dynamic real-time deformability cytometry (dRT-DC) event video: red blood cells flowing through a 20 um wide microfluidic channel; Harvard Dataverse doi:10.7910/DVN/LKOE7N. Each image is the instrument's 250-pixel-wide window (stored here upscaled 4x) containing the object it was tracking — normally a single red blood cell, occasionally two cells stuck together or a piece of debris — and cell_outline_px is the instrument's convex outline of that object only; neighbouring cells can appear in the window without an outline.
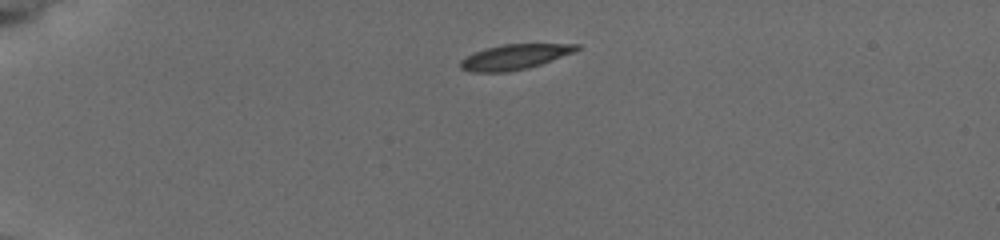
{"species": "common noctule bat (a hibernating species)", "species_latin": "Nyctalus noctula", "temperature_condition": "cold", "stored_images_in_passage": 43, "camera_frame_rate_fps": 3000, "um_per_image_px": 0.085, "animal": {"sex": "female", "body_mass_g": 19.5, "forearm_length_mm": 54.1}, "frame": {"image": 1, "passage_image": 1, "time_ms": 0.0, "image_size_px": [1000, 240], "cell_outline_px": [[580, 48], [576, 52], [528, 68], [508, 72], [468, 72], [460, 68], [460, 60], [472, 52], [484, 48], [504, 44], [580, 44]], "centroid_in_image_um": [43.71, 4.84], "position_along_channel_um": 41.3, "area_um2": 17.22}}
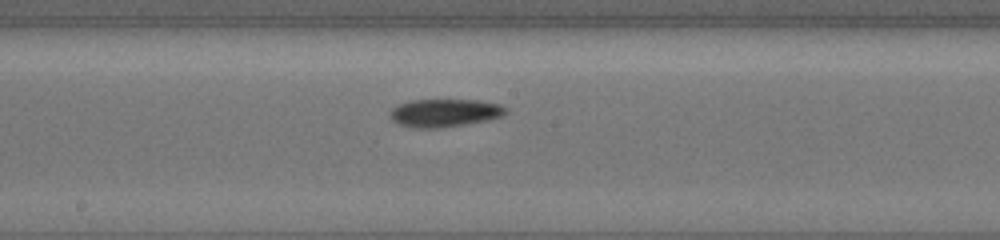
{"frame": {"image": 2, "passage_image": 19, "time_ms": 6.0, "image_size_px": [1000, 240], "cell_outline_px": [[508, 112], [504, 116], [488, 120], [440, 128], [412, 128], [400, 124], [392, 120], [388, 116], [388, 112], [396, 104], [408, 100], [480, 100], [500, 104], [508, 108]], "centroid_in_image_um": [37.78, 9.59], "position_along_channel_um": 210.4, "area_um2": 19.25}}
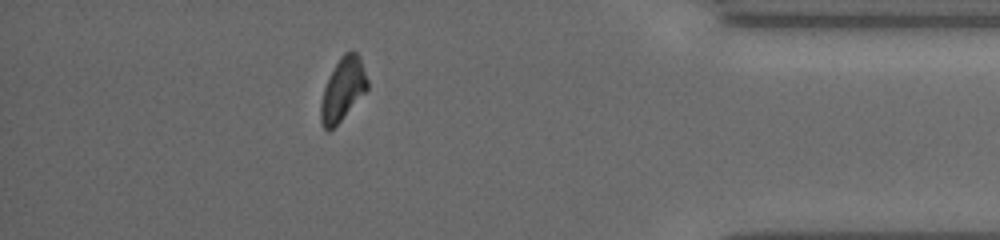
{"frame": {"image": 3, "passage_image": 37, "time_ms": 12.0, "image_size_px": [1000, 240], "cell_outline_px": [[368, 88], [340, 120], [328, 132], [324, 128], [320, 120], [320, 104], [324, 88], [340, 56], [344, 52], [356, 52], [360, 56], [368, 80]], "centroid_in_image_um": [29.13, 7.57], "position_along_channel_um": 406.1, "area_um2": 16.65}, "authors_computed_cell_mechanics": {"area_um2": 17.6868, "velocity_mm_per_s": 3.7476, "shape_relaxation_time_tau1_ms": 2.2527, "shape_relaxation_time_tau2_ms": 3.1918, "deformation_change_tau1": 0.0911, "deformation_change_tau2": 0.0784}}